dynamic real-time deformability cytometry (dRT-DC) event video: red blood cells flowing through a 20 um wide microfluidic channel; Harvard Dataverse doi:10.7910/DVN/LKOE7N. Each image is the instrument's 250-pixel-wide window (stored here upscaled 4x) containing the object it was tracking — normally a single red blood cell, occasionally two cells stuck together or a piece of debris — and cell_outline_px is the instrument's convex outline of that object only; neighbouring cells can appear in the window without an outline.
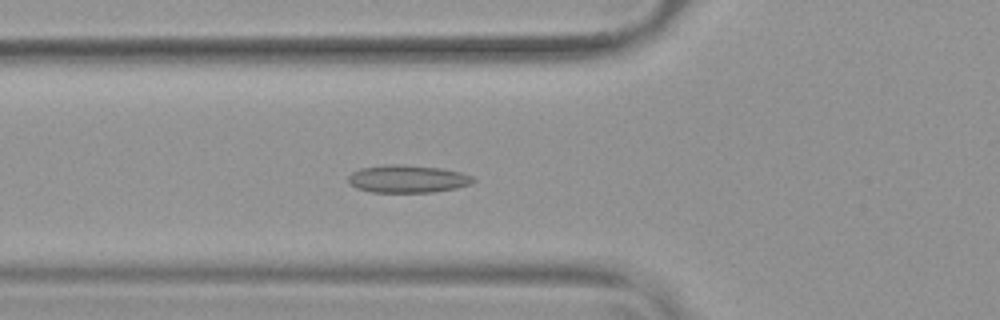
{"species": "common noctule bat (a hibernating species)", "species_latin": "Nyctalus noctula", "temperature_condition": "warm", "stored_images_in_passage": 54, "camera_frame_rate_fps": 3000, "um_per_image_px": 0.085, "animal": {"sex": "female", "body_mass_g": 19.9}, "frame": {"image": 1, "passage_image": 20, "time_ms": 6.333, "image_size_px": [1000, 320], "cell_outline_px": [[476, 180], [472, 184], [456, 188], [436, 192], [372, 192], [356, 188], [348, 184], [348, 176], [352, 172], [360, 168], [384, 164], [404, 164], [440, 168], [460, 172], [472, 176]], "centroid_in_image_um": [34.63, 15.2], "position_along_channel_um": 91.2, "area_um2": 20.4}}
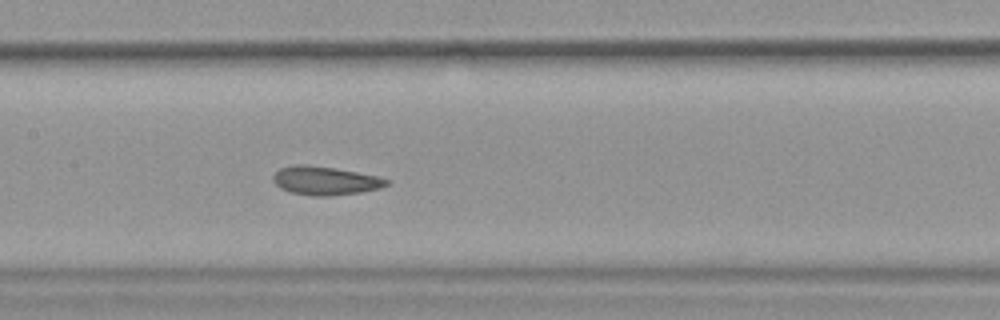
{"frame": {"image": 2, "passage_image": 27, "time_ms": 8.667, "image_size_px": [1000, 320], "cell_outline_px": [[388, 184], [380, 188], [360, 192], [332, 196], [312, 196], [292, 192], [280, 188], [272, 180], [272, 176], [280, 168], [292, 164], [308, 164], [336, 168], [380, 176], [388, 180]], "centroid_in_image_um": [27.63, 15.34], "position_along_channel_um": 179.8, "area_um2": 19.07}}
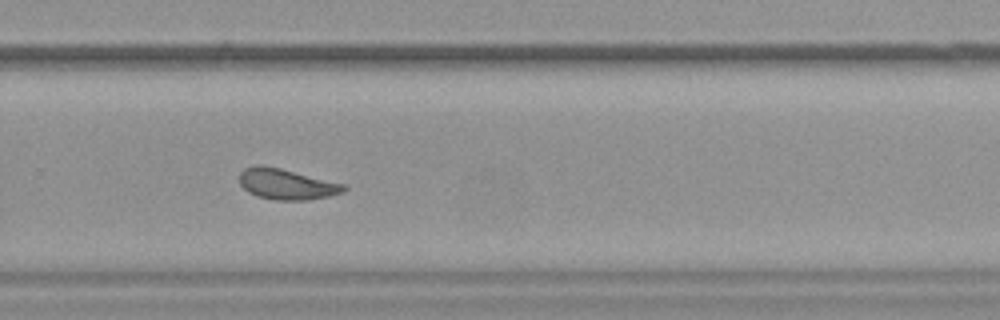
{"frame": {"image": 3, "passage_image": 37, "time_ms": 12.0, "image_size_px": [1000, 320], "cell_outline_px": [[348, 188], [344, 192], [328, 196], [308, 200], [276, 200], [256, 196], [248, 192], [240, 184], [240, 172], [244, 168], [256, 164], [264, 164], [344, 184]], "centroid_in_image_um": [24.33, 15.64], "position_along_channel_um": 305.5, "area_um2": 18.73}, "authors_computed_cell_mechanics": {"area_um2": 19.652, "velocity_mm_per_s": 3.788, "shape_relaxation_time_tau1_ms": null, "shape_relaxation_time_tau2_ms": 2.0716, "deformation_change_tau1": null, "deformation_change_tau2": 0.0757}}